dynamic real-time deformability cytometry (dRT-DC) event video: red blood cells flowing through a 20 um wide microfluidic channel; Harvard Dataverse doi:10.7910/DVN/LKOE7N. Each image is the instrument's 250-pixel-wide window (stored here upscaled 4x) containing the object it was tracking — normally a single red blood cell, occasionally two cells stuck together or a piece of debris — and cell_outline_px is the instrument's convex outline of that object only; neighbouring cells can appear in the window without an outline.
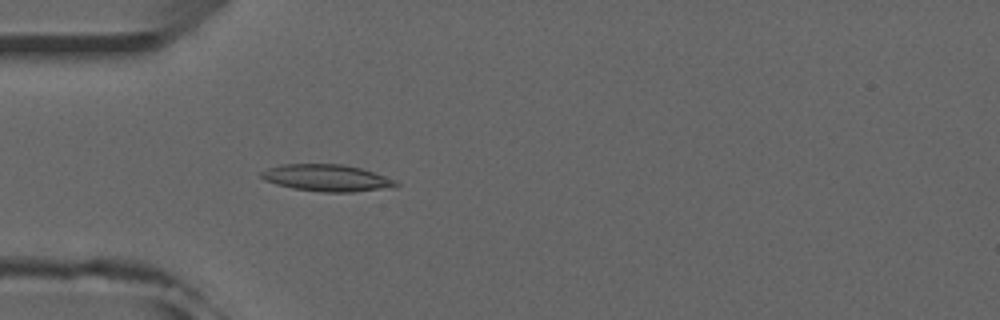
{"species": "common noctule bat (a hibernating species)", "species_latin": "Nyctalus noctula", "temperature_condition": "room temperature", "stored_images_in_passage": 41, "camera_frame_rate_fps": 3000, "um_per_image_px": 0.085, "animal": {"sex": "male", "forearm_length_mm": 52.5}, "frame": {"image": 1, "passage_image": 5, "time_ms": 1.333, "image_size_px": [1000, 320], "cell_outline_px": [[400, 184], [396, 188], [352, 192], [324, 192], [292, 188], [276, 184], [264, 180], [260, 176], [260, 172], [268, 168], [280, 164], [344, 164], [360, 168], [396, 180]], "centroid_in_image_um": [27.8, 15.13], "position_along_channel_um": 57.2, "area_um2": 21.21}}
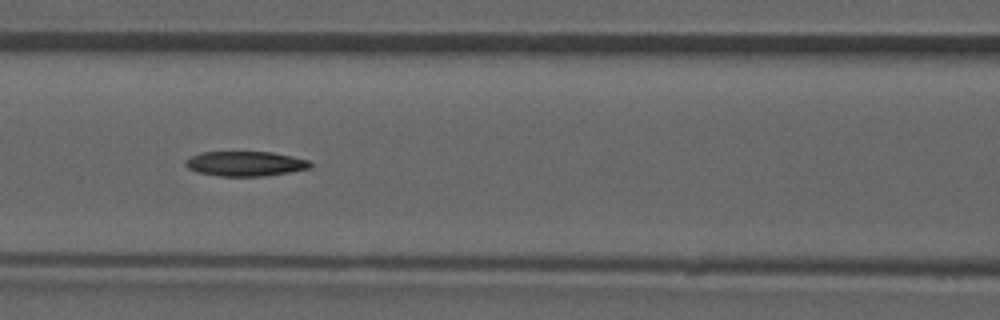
{"frame": {"image": 2, "passage_image": 12, "time_ms": 3.667, "image_size_px": [1000, 320], "cell_outline_px": [[316, 164], [312, 168], [292, 172], [264, 176], [220, 176], [196, 172], [188, 168], [184, 164], [184, 160], [200, 152], [272, 152], [292, 156], [308, 160]], "centroid_in_image_um": [20.9, 13.92], "position_along_channel_um": 145.7, "area_um2": 18.32}}
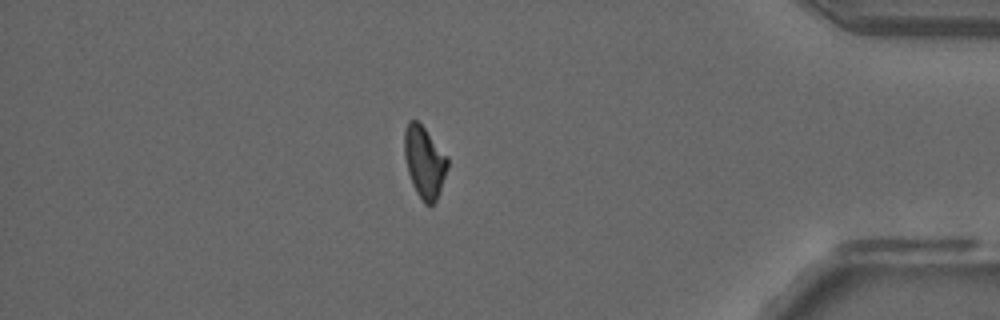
{"frame": {"image": 3, "passage_image": 34, "time_ms": 11.0, "image_size_px": [1000, 320], "cell_outline_px": [[448, 168], [440, 192], [436, 200], [428, 208], [424, 204], [416, 192], [412, 184], [408, 172], [404, 156], [404, 132], [408, 120], [416, 120], [424, 128], [448, 156]], "centroid_in_image_um": [36.08, 13.8], "position_along_channel_um": 399.1, "area_um2": 18.21}}